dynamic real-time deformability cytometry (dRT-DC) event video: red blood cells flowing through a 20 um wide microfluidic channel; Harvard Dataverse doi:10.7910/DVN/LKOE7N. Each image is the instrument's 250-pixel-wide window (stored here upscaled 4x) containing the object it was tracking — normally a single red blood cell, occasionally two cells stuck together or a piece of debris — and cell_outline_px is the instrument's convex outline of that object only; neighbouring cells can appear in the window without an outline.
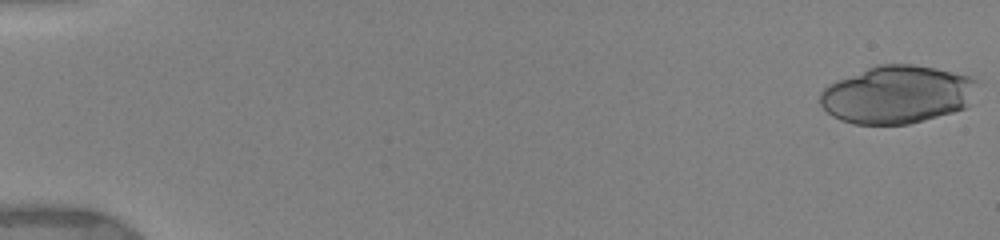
{"species": "human", "species_latin": "Homo sapiens", "temperature_condition": "warm", "stored_images_in_passage": 14, "camera_frame_rate_fps": 3000, "um_per_image_px": 0.085, "donor": {"sex": "female"}, "frame": {"image": 1, "passage_image": 1, "time_ms": 0.0, "image_size_px": [1000, 240], "cell_outline_px": [[984, 84], [968, 104], [964, 108], [952, 112], [908, 124], [852, 124], [840, 120], [832, 116], [820, 104], [820, 92], [828, 84], [836, 80], [876, 64], [912, 64], [936, 68], [972, 76], [980, 80]], "centroid_in_image_um": [76.32, 8.02], "position_along_channel_um": 8.7, "area_um2": 53.75}}
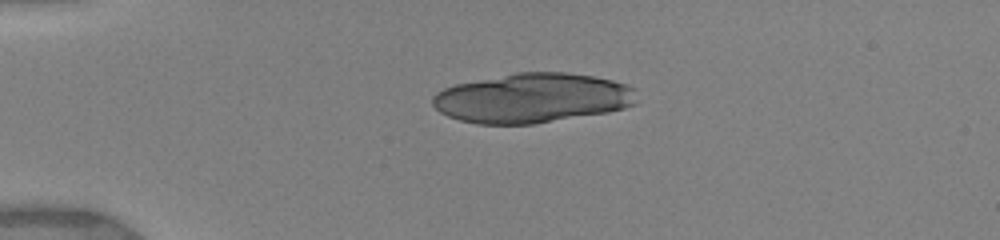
{"frame": {"image": 2, "passage_image": 8, "time_ms": 4.0, "image_size_px": [1000, 240], "cell_outline_px": [[636, 104], [624, 108], [608, 112], [532, 124], [476, 124], [460, 120], [448, 116], [440, 112], [432, 104], [432, 96], [436, 92], [444, 88], [456, 84], [516, 72], [564, 72], [592, 76], [612, 80], [628, 84], [636, 88]], "centroid_in_image_um": [45.26, 8.33], "position_along_channel_um": 39.7, "area_um2": 59.19}}